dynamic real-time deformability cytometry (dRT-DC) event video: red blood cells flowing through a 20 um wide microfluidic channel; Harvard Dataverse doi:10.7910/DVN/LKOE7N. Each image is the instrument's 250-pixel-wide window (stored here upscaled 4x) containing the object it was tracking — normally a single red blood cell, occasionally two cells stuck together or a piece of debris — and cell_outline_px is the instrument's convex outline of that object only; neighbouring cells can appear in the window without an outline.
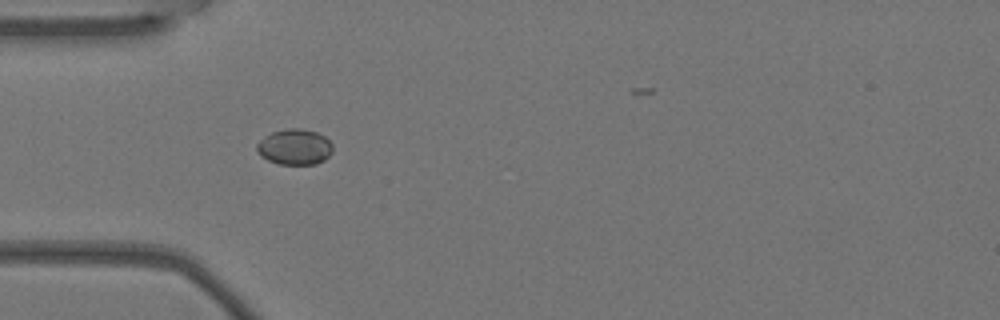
{"species": "Egyptian fruit bat (a non-hibernating species)", "species_latin": "Rousettus aegyptiacus", "temperature_condition": "warm", "stored_images_in_passage": 5, "camera_frame_rate_fps": 3000, "um_per_image_px": 0.085, "animal": {"sex": "female"}, "frame": {"image": 1, "passage_image": 4, "time_ms": 1.0, "image_size_px": [1000, 320], "cell_outline_px": [[332, 152], [324, 160], [316, 164], [280, 164], [268, 160], [260, 156], [256, 148], [256, 144], [260, 140], [272, 132], [288, 128], [300, 128], [316, 132], [324, 136], [332, 144]], "centroid_in_image_um": [25.04, 12.49], "position_along_channel_um": 60.0, "area_um2": 15.72}}
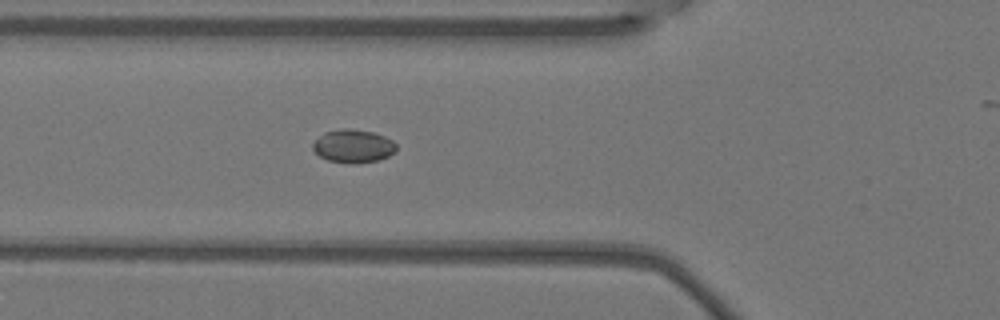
{"frame": {"image": 2, "passage_image": 5, "time_ms": 1.333, "image_size_px": [1000, 320], "cell_outline_px": [[396, 152], [380, 160], [356, 164], [348, 164], [328, 160], [320, 156], [312, 148], [312, 144], [324, 132], [340, 128], [348, 128], [372, 132], [384, 136], [392, 140], [396, 144]], "centroid_in_image_um": [30.04, 12.43], "position_along_channel_um": 95.8, "area_um2": 16.3}}